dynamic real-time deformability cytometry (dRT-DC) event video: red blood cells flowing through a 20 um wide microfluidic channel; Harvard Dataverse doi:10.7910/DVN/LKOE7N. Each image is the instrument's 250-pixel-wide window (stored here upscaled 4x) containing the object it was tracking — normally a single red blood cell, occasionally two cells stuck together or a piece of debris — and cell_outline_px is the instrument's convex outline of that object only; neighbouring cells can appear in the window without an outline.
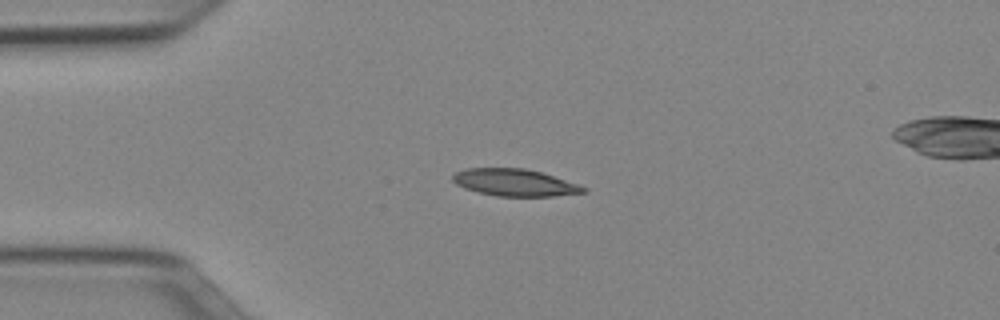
{"species": "Egyptian fruit bat (a non-hibernating species)", "species_latin": "Rousettus aegyptiacus", "temperature_condition": "cold", "stored_images_in_passage": 41, "segment_of_instrument_passage": [1, 2], "camera_frame_rate_fps": 3000, "um_per_image_px": 0.085, "animal": {"sex": "female"}, "frame": {"image": 1, "passage_image": 1, "time_ms": 0.0, "image_size_px": [1000, 320], "cell_outline_px": [[588, 192], [552, 196], [496, 196], [464, 188], [456, 184], [452, 180], [452, 176], [456, 172], [464, 168], [524, 168], [540, 172], [588, 188]], "centroid_in_image_um": [43.72, 15.52], "position_along_channel_um": 41.3, "area_um2": 20.4}}
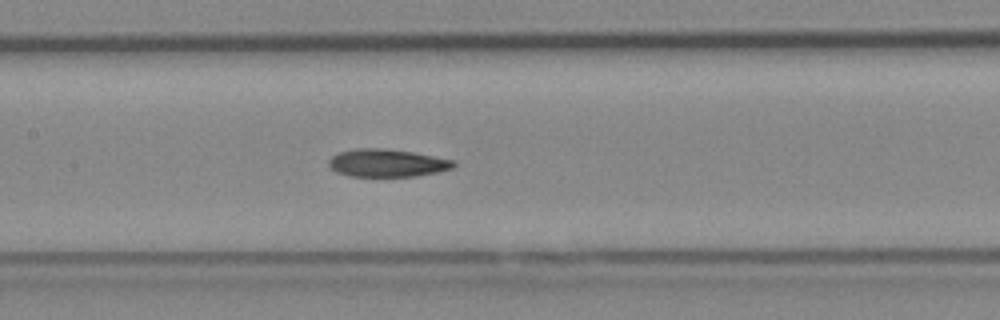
{"frame": {"image": 2, "passage_image": 13, "time_ms": 4.0, "image_size_px": [1000, 320], "cell_outline_px": [[456, 164], [452, 168], [440, 172], [416, 176], [352, 176], [336, 172], [328, 164], [328, 160], [332, 156], [340, 152], [356, 148], [380, 148], [412, 152], [456, 160]], "centroid_in_image_um": [32.93, 13.85], "position_along_channel_um": 174.5, "area_um2": 20.17}}
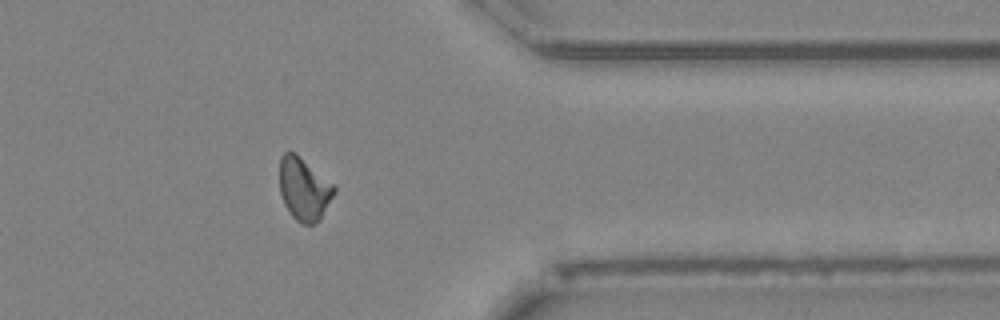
{"frame": {"image": 3, "passage_image": 30, "time_ms": 9.667, "image_size_px": [1000, 320], "cell_outline_px": [[336, 192], [320, 220], [312, 224], [300, 224], [292, 216], [284, 204], [280, 192], [280, 156], [284, 152], [296, 152], [336, 184]], "centroid_in_image_um": [25.87, 16.04], "position_along_channel_um": 385.5, "area_um2": 20.46}}